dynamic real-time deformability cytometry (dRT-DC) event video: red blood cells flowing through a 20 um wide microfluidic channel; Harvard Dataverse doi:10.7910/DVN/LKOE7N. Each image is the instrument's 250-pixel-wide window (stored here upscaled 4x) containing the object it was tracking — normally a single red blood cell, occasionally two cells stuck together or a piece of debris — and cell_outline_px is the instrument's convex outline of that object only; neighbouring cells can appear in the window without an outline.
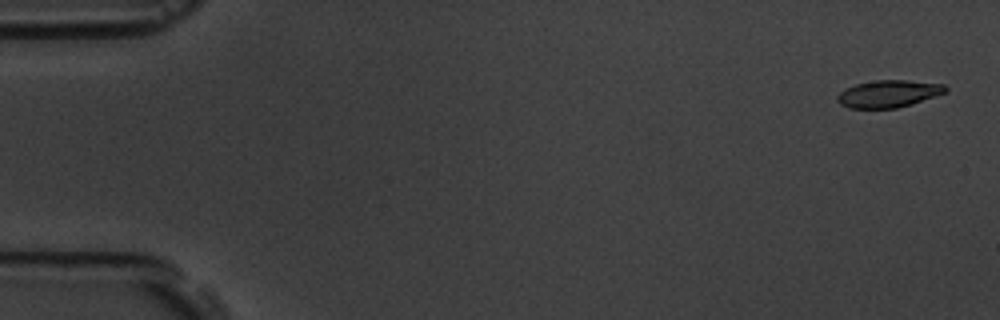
{"species": "common noctule bat (a hibernating species)", "species_latin": "Nyctalus noctula", "temperature_condition": "room temperature", "stored_images_in_passage": 4, "camera_frame_rate_fps": 3000, "um_per_image_px": 0.085, "animal": {"sex": "male", "body_mass_g": 19.5, "forearm_length_mm": 54.6}, "frame": {"image": 1, "passage_image": 1, "time_ms": 0.0, "image_size_px": [1000, 320], "cell_outline_px": [[948, 92], [912, 104], [896, 108], [848, 108], [840, 104], [836, 100], [836, 96], [844, 88], [856, 84], [876, 80], [908, 80], [944, 84], [948, 88]], "centroid_in_image_um": [75.53, 7.97], "position_along_channel_um": 9.5, "area_um2": 17.34}}